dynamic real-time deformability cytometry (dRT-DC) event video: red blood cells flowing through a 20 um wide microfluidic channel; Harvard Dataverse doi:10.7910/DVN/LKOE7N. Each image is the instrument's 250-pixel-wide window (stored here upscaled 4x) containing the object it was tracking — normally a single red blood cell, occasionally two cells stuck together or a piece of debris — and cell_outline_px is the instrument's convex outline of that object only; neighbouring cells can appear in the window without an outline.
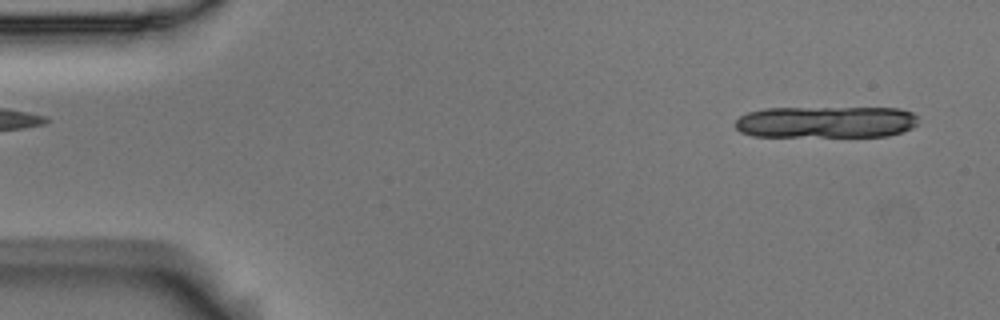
{"species": "Egyptian fruit bat (a non-hibernating species)", "species_latin": "Rousettus aegyptiacus", "temperature_condition": "room temperature", "stored_images_in_passage": 17, "camera_frame_rate_fps": 3000, "um_per_image_px": 0.085, "animal": {"sex": "male"}, "frame": {"image": 1, "passage_image": 2, "time_ms": 0.333, "image_size_px": [1000, 320], "cell_outline_px": [[916, 124], [912, 128], [888, 136], [752, 136], [740, 132], [736, 128], [736, 120], [740, 116], [748, 112], [764, 108], [900, 108], [912, 112], [916, 116]], "centroid_in_image_um": [70.19, 10.37], "position_along_channel_um": 14.8, "area_um2": 33.87}}